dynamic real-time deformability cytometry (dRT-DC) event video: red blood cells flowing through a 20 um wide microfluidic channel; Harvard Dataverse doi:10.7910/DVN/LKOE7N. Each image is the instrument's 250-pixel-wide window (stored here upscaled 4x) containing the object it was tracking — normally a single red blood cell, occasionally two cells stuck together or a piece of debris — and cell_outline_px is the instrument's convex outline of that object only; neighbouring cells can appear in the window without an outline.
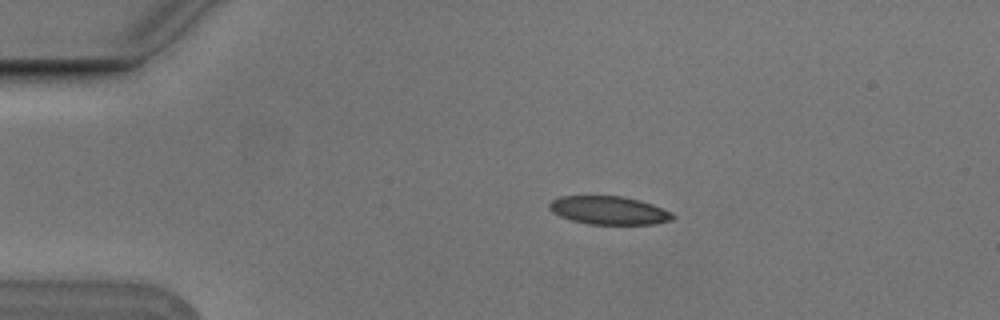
{"species": "Egyptian fruit bat (a non-hibernating species)", "species_latin": "Rousettus aegyptiacus", "temperature_condition": "cold", "stored_images_in_passage": 3, "camera_frame_rate_fps": 3000, "um_per_image_px": 0.085, "animal": {"sex": "male"}, "frame": {"image": 1, "passage_image": 1, "time_ms": 0.0, "image_size_px": [1000, 320], "cell_outline_px": [[676, 216], [672, 220], [652, 224], [588, 224], [572, 220], [560, 216], [552, 212], [548, 208], [548, 204], [552, 200], [560, 196], [620, 196], [640, 200], [652, 204], [672, 212]], "centroid_in_image_um": [51.75, 17.88], "position_along_channel_um": 33.2, "area_um2": 20.35}}
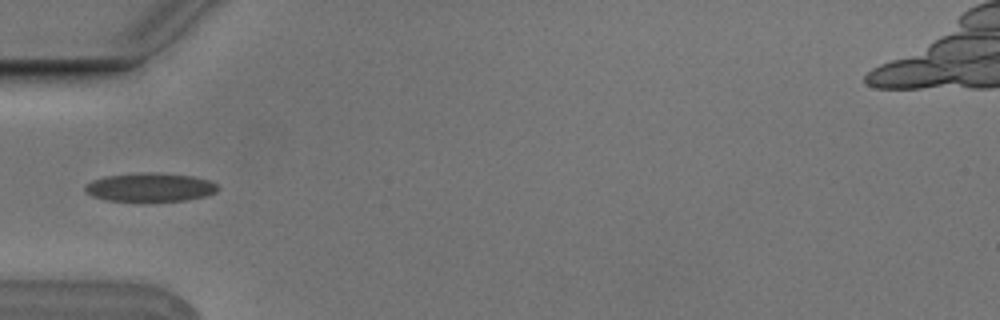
{"frame": {"image": 2, "passage_image": 3, "time_ms": 0.667, "image_size_px": [1000, 320], "cell_outline_px": [[220, 188], [216, 192], [208, 196], [188, 200], [144, 204], [140, 204], [108, 200], [92, 196], [84, 192], [84, 184], [92, 180], [104, 176], [144, 172], [160, 172], [192, 176], [208, 180], [216, 184]], "centroid_in_image_um": [12.74, 15.96], "position_along_channel_um": 72.3, "area_um2": 23.41}}